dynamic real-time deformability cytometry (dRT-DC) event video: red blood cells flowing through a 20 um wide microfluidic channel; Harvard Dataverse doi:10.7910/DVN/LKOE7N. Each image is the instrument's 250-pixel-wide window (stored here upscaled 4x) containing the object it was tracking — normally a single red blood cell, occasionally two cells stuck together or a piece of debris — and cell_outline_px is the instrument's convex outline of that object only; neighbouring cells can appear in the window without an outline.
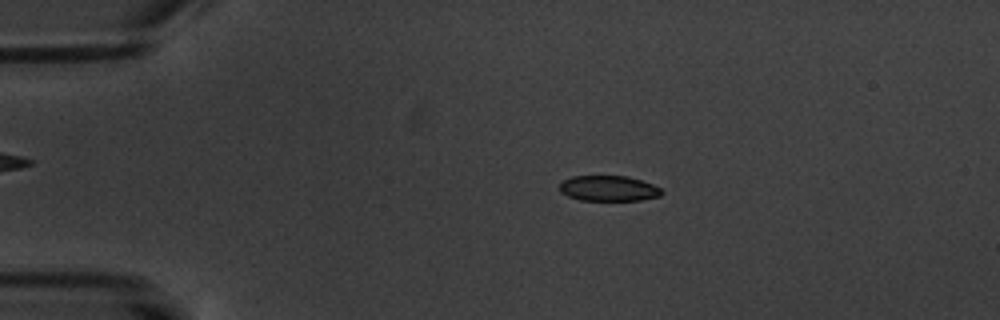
{"species": "common noctule bat (a hibernating species)", "species_latin": "Nyctalus noctula", "temperature_condition": "warm", "stored_images_in_passage": 6, "camera_frame_rate_fps": 3000, "um_per_image_px": 0.085, "animal": {"sex": "male", "body_mass_g": 20.1, "forearm_length_mm": 53.5}, "frame": {"image": 1, "passage_image": 3, "time_ms": 2.333, "image_size_px": [1000, 320], "cell_outline_px": [[664, 192], [660, 196], [640, 200], [580, 200], [568, 196], [560, 192], [560, 184], [564, 180], [572, 176], [628, 176], [652, 184], [660, 188]], "centroid_in_image_um": [51.73, 16.01], "position_along_channel_um": 33.3, "area_um2": 15.09}}
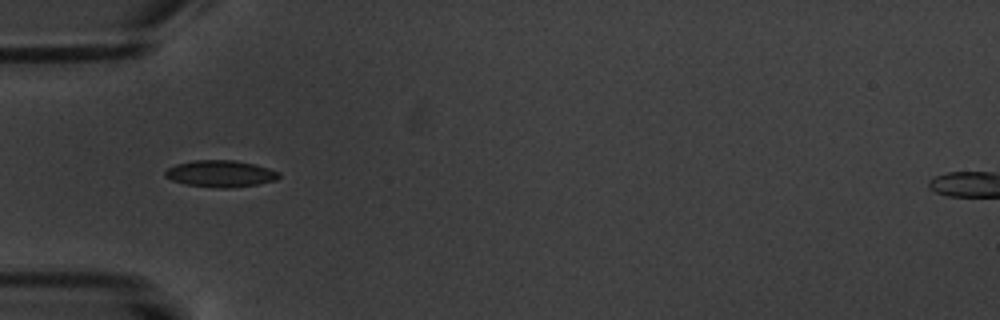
{"frame": {"image": 2, "passage_image": 5, "time_ms": 4.667, "image_size_px": [1000, 320], "cell_outline_px": [[280, 176], [276, 180], [256, 184], [232, 188], [216, 188], [184, 184], [172, 180], [164, 176], [164, 172], [168, 168], [176, 164], [196, 160], [236, 160], [268, 168], [280, 172]], "centroid_in_image_um": [18.73, 14.77], "position_along_channel_um": 66.3, "area_um2": 17.69}}